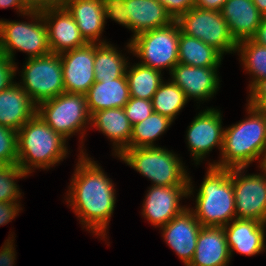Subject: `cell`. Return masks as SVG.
Wrapping results in <instances>:
<instances>
[{"label": "cell", "mask_w": 266, "mask_h": 266, "mask_svg": "<svg viewBox=\"0 0 266 266\" xmlns=\"http://www.w3.org/2000/svg\"><path fill=\"white\" fill-rule=\"evenodd\" d=\"M80 151L66 202L89 232L106 238L105 232L115 208L116 189L102 167L83 149Z\"/></svg>", "instance_id": "obj_1"}, {"label": "cell", "mask_w": 266, "mask_h": 266, "mask_svg": "<svg viewBox=\"0 0 266 266\" xmlns=\"http://www.w3.org/2000/svg\"><path fill=\"white\" fill-rule=\"evenodd\" d=\"M245 120L224 128L221 158L209 163L217 168H247L259 159V164L266 151V111L247 104Z\"/></svg>", "instance_id": "obj_2"}, {"label": "cell", "mask_w": 266, "mask_h": 266, "mask_svg": "<svg viewBox=\"0 0 266 266\" xmlns=\"http://www.w3.org/2000/svg\"><path fill=\"white\" fill-rule=\"evenodd\" d=\"M66 142L36 114L17 131V165L28 175L34 168L49 169L66 158Z\"/></svg>", "instance_id": "obj_3"}, {"label": "cell", "mask_w": 266, "mask_h": 266, "mask_svg": "<svg viewBox=\"0 0 266 266\" xmlns=\"http://www.w3.org/2000/svg\"><path fill=\"white\" fill-rule=\"evenodd\" d=\"M198 190L195 210L201 226L224 227L236 219L231 169L209 166Z\"/></svg>", "instance_id": "obj_4"}, {"label": "cell", "mask_w": 266, "mask_h": 266, "mask_svg": "<svg viewBox=\"0 0 266 266\" xmlns=\"http://www.w3.org/2000/svg\"><path fill=\"white\" fill-rule=\"evenodd\" d=\"M118 158L151 180L152 185H189V173L178 155L158 147V145L156 147L127 148Z\"/></svg>", "instance_id": "obj_5"}, {"label": "cell", "mask_w": 266, "mask_h": 266, "mask_svg": "<svg viewBox=\"0 0 266 266\" xmlns=\"http://www.w3.org/2000/svg\"><path fill=\"white\" fill-rule=\"evenodd\" d=\"M23 16L31 23L0 20V52L15 62V51L27 53L28 58L50 54L48 32L41 9H31ZM16 49V50H15Z\"/></svg>", "instance_id": "obj_6"}, {"label": "cell", "mask_w": 266, "mask_h": 266, "mask_svg": "<svg viewBox=\"0 0 266 266\" xmlns=\"http://www.w3.org/2000/svg\"><path fill=\"white\" fill-rule=\"evenodd\" d=\"M180 27L175 20L171 24L142 32L130 39L127 48L130 53L139 57L140 64L169 73L179 63L178 44Z\"/></svg>", "instance_id": "obj_7"}, {"label": "cell", "mask_w": 266, "mask_h": 266, "mask_svg": "<svg viewBox=\"0 0 266 266\" xmlns=\"http://www.w3.org/2000/svg\"><path fill=\"white\" fill-rule=\"evenodd\" d=\"M37 114L66 140L79 132L83 139L86 130L84 128L90 124L91 117L85 94L69 92L40 103Z\"/></svg>", "instance_id": "obj_8"}, {"label": "cell", "mask_w": 266, "mask_h": 266, "mask_svg": "<svg viewBox=\"0 0 266 266\" xmlns=\"http://www.w3.org/2000/svg\"><path fill=\"white\" fill-rule=\"evenodd\" d=\"M18 83L38 106L65 92L60 54L28 58Z\"/></svg>", "instance_id": "obj_9"}, {"label": "cell", "mask_w": 266, "mask_h": 266, "mask_svg": "<svg viewBox=\"0 0 266 266\" xmlns=\"http://www.w3.org/2000/svg\"><path fill=\"white\" fill-rule=\"evenodd\" d=\"M176 21L182 33L200 39L222 55L236 52L238 43L232 37L221 11L193 7Z\"/></svg>", "instance_id": "obj_10"}, {"label": "cell", "mask_w": 266, "mask_h": 266, "mask_svg": "<svg viewBox=\"0 0 266 266\" xmlns=\"http://www.w3.org/2000/svg\"><path fill=\"white\" fill-rule=\"evenodd\" d=\"M246 168H231L236 219L266 223V173L243 174Z\"/></svg>", "instance_id": "obj_11"}, {"label": "cell", "mask_w": 266, "mask_h": 266, "mask_svg": "<svg viewBox=\"0 0 266 266\" xmlns=\"http://www.w3.org/2000/svg\"><path fill=\"white\" fill-rule=\"evenodd\" d=\"M193 188L190 176L188 186L152 185L147 190L141 214L152 225L161 228L188 208L179 202L181 198L193 195Z\"/></svg>", "instance_id": "obj_12"}, {"label": "cell", "mask_w": 266, "mask_h": 266, "mask_svg": "<svg viewBox=\"0 0 266 266\" xmlns=\"http://www.w3.org/2000/svg\"><path fill=\"white\" fill-rule=\"evenodd\" d=\"M222 113L215 108L200 111L188 126L186 140L195 164H200L205 156L218 147L220 153L223 146L224 128Z\"/></svg>", "instance_id": "obj_13"}, {"label": "cell", "mask_w": 266, "mask_h": 266, "mask_svg": "<svg viewBox=\"0 0 266 266\" xmlns=\"http://www.w3.org/2000/svg\"><path fill=\"white\" fill-rule=\"evenodd\" d=\"M44 18L51 53L61 54L87 44L77 23L64 6L40 8Z\"/></svg>", "instance_id": "obj_14"}, {"label": "cell", "mask_w": 266, "mask_h": 266, "mask_svg": "<svg viewBox=\"0 0 266 266\" xmlns=\"http://www.w3.org/2000/svg\"><path fill=\"white\" fill-rule=\"evenodd\" d=\"M60 56L65 92L85 94L95 83L94 43L65 51Z\"/></svg>", "instance_id": "obj_15"}, {"label": "cell", "mask_w": 266, "mask_h": 266, "mask_svg": "<svg viewBox=\"0 0 266 266\" xmlns=\"http://www.w3.org/2000/svg\"><path fill=\"white\" fill-rule=\"evenodd\" d=\"M201 228L189 207L160 228L167 245L176 252L185 266L193 259Z\"/></svg>", "instance_id": "obj_16"}, {"label": "cell", "mask_w": 266, "mask_h": 266, "mask_svg": "<svg viewBox=\"0 0 266 266\" xmlns=\"http://www.w3.org/2000/svg\"><path fill=\"white\" fill-rule=\"evenodd\" d=\"M219 67H194L178 63L170 72V79L178 85L189 101H206L212 98L219 89Z\"/></svg>", "instance_id": "obj_17"}, {"label": "cell", "mask_w": 266, "mask_h": 266, "mask_svg": "<svg viewBox=\"0 0 266 266\" xmlns=\"http://www.w3.org/2000/svg\"><path fill=\"white\" fill-rule=\"evenodd\" d=\"M266 223L248 219H233L223 229L230 257L233 251L246 256L262 253L265 249Z\"/></svg>", "instance_id": "obj_18"}, {"label": "cell", "mask_w": 266, "mask_h": 266, "mask_svg": "<svg viewBox=\"0 0 266 266\" xmlns=\"http://www.w3.org/2000/svg\"><path fill=\"white\" fill-rule=\"evenodd\" d=\"M37 114V105L18 83L0 92V125L18 131Z\"/></svg>", "instance_id": "obj_19"}, {"label": "cell", "mask_w": 266, "mask_h": 266, "mask_svg": "<svg viewBox=\"0 0 266 266\" xmlns=\"http://www.w3.org/2000/svg\"><path fill=\"white\" fill-rule=\"evenodd\" d=\"M63 6L72 15L87 43H106V40L99 39L107 20L102 0H67Z\"/></svg>", "instance_id": "obj_20"}, {"label": "cell", "mask_w": 266, "mask_h": 266, "mask_svg": "<svg viewBox=\"0 0 266 266\" xmlns=\"http://www.w3.org/2000/svg\"><path fill=\"white\" fill-rule=\"evenodd\" d=\"M230 251L223 227L202 226L188 266H228Z\"/></svg>", "instance_id": "obj_21"}, {"label": "cell", "mask_w": 266, "mask_h": 266, "mask_svg": "<svg viewBox=\"0 0 266 266\" xmlns=\"http://www.w3.org/2000/svg\"><path fill=\"white\" fill-rule=\"evenodd\" d=\"M221 13L237 43L251 39L263 18L252 0H226Z\"/></svg>", "instance_id": "obj_22"}, {"label": "cell", "mask_w": 266, "mask_h": 266, "mask_svg": "<svg viewBox=\"0 0 266 266\" xmlns=\"http://www.w3.org/2000/svg\"><path fill=\"white\" fill-rule=\"evenodd\" d=\"M90 125L113 142L115 157L130 148L132 125L124 108H109L97 111L91 115Z\"/></svg>", "instance_id": "obj_23"}, {"label": "cell", "mask_w": 266, "mask_h": 266, "mask_svg": "<svg viewBox=\"0 0 266 266\" xmlns=\"http://www.w3.org/2000/svg\"><path fill=\"white\" fill-rule=\"evenodd\" d=\"M129 29L136 35L167 26L175 20L157 0H126Z\"/></svg>", "instance_id": "obj_24"}, {"label": "cell", "mask_w": 266, "mask_h": 266, "mask_svg": "<svg viewBox=\"0 0 266 266\" xmlns=\"http://www.w3.org/2000/svg\"><path fill=\"white\" fill-rule=\"evenodd\" d=\"M85 97L90 116L109 108H124L130 98L126 76L95 82L85 93Z\"/></svg>", "instance_id": "obj_25"}, {"label": "cell", "mask_w": 266, "mask_h": 266, "mask_svg": "<svg viewBox=\"0 0 266 266\" xmlns=\"http://www.w3.org/2000/svg\"><path fill=\"white\" fill-rule=\"evenodd\" d=\"M223 55L214 47L198 38L190 37L180 30L178 61L194 67H219Z\"/></svg>", "instance_id": "obj_26"}, {"label": "cell", "mask_w": 266, "mask_h": 266, "mask_svg": "<svg viewBox=\"0 0 266 266\" xmlns=\"http://www.w3.org/2000/svg\"><path fill=\"white\" fill-rule=\"evenodd\" d=\"M109 42L94 43V77L95 82L115 80L125 75L128 66L122 53Z\"/></svg>", "instance_id": "obj_27"}, {"label": "cell", "mask_w": 266, "mask_h": 266, "mask_svg": "<svg viewBox=\"0 0 266 266\" xmlns=\"http://www.w3.org/2000/svg\"><path fill=\"white\" fill-rule=\"evenodd\" d=\"M126 69V79L129 87V95L133 98L152 100L163 81L161 71L144 66L139 62Z\"/></svg>", "instance_id": "obj_28"}, {"label": "cell", "mask_w": 266, "mask_h": 266, "mask_svg": "<svg viewBox=\"0 0 266 266\" xmlns=\"http://www.w3.org/2000/svg\"><path fill=\"white\" fill-rule=\"evenodd\" d=\"M172 120L153 112L141 122L132 125L130 148L156 147L154 141L172 124Z\"/></svg>", "instance_id": "obj_29"}, {"label": "cell", "mask_w": 266, "mask_h": 266, "mask_svg": "<svg viewBox=\"0 0 266 266\" xmlns=\"http://www.w3.org/2000/svg\"><path fill=\"white\" fill-rule=\"evenodd\" d=\"M187 102L184 91L171 80L169 82L162 81L152 98L154 112L168 117L172 121Z\"/></svg>", "instance_id": "obj_30"}, {"label": "cell", "mask_w": 266, "mask_h": 266, "mask_svg": "<svg viewBox=\"0 0 266 266\" xmlns=\"http://www.w3.org/2000/svg\"><path fill=\"white\" fill-rule=\"evenodd\" d=\"M236 52L247 73L252 75L251 89L259 80L266 78V46L257 44L252 39L238 42Z\"/></svg>", "instance_id": "obj_31"}, {"label": "cell", "mask_w": 266, "mask_h": 266, "mask_svg": "<svg viewBox=\"0 0 266 266\" xmlns=\"http://www.w3.org/2000/svg\"><path fill=\"white\" fill-rule=\"evenodd\" d=\"M28 176L17 164L5 165L0 169V202H16L21 196L16 180Z\"/></svg>", "instance_id": "obj_32"}, {"label": "cell", "mask_w": 266, "mask_h": 266, "mask_svg": "<svg viewBox=\"0 0 266 266\" xmlns=\"http://www.w3.org/2000/svg\"><path fill=\"white\" fill-rule=\"evenodd\" d=\"M0 161L4 165L17 164V131L0 125Z\"/></svg>", "instance_id": "obj_33"}, {"label": "cell", "mask_w": 266, "mask_h": 266, "mask_svg": "<svg viewBox=\"0 0 266 266\" xmlns=\"http://www.w3.org/2000/svg\"><path fill=\"white\" fill-rule=\"evenodd\" d=\"M124 110L131 125L143 121L153 112L152 100L130 97Z\"/></svg>", "instance_id": "obj_34"}, {"label": "cell", "mask_w": 266, "mask_h": 266, "mask_svg": "<svg viewBox=\"0 0 266 266\" xmlns=\"http://www.w3.org/2000/svg\"><path fill=\"white\" fill-rule=\"evenodd\" d=\"M105 18H110L129 29L126 0H102Z\"/></svg>", "instance_id": "obj_35"}, {"label": "cell", "mask_w": 266, "mask_h": 266, "mask_svg": "<svg viewBox=\"0 0 266 266\" xmlns=\"http://www.w3.org/2000/svg\"><path fill=\"white\" fill-rule=\"evenodd\" d=\"M18 67L7 55L0 52V92L9 88L14 83Z\"/></svg>", "instance_id": "obj_36"}, {"label": "cell", "mask_w": 266, "mask_h": 266, "mask_svg": "<svg viewBox=\"0 0 266 266\" xmlns=\"http://www.w3.org/2000/svg\"><path fill=\"white\" fill-rule=\"evenodd\" d=\"M249 93L248 104L253 108L266 111V78L259 80Z\"/></svg>", "instance_id": "obj_37"}, {"label": "cell", "mask_w": 266, "mask_h": 266, "mask_svg": "<svg viewBox=\"0 0 266 266\" xmlns=\"http://www.w3.org/2000/svg\"><path fill=\"white\" fill-rule=\"evenodd\" d=\"M160 2L172 16L177 20L181 15L195 7L196 0H157Z\"/></svg>", "instance_id": "obj_38"}, {"label": "cell", "mask_w": 266, "mask_h": 266, "mask_svg": "<svg viewBox=\"0 0 266 266\" xmlns=\"http://www.w3.org/2000/svg\"><path fill=\"white\" fill-rule=\"evenodd\" d=\"M21 209V205L16 202H0V226L13 220Z\"/></svg>", "instance_id": "obj_39"}, {"label": "cell", "mask_w": 266, "mask_h": 266, "mask_svg": "<svg viewBox=\"0 0 266 266\" xmlns=\"http://www.w3.org/2000/svg\"><path fill=\"white\" fill-rule=\"evenodd\" d=\"M5 240L4 245L0 249V266H13L16 260V252L14 249L13 235ZM12 238V239H11ZM7 241V242H6Z\"/></svg>", "instance_id": "obj_40"}, {"label": "cell", "mask_w": 266, "mask_h": 266, "mask_svg": "<svg viewBox=\"0 0 266 266\" xmlns=\"http://www.w3.org/2000/svg\"><path fill=\"white\" fill-rule=\"evenodd\" d=\"M15 7L19 14H26L31 8L23 0H0V8Z\"/></svg>", "instance_id": "obj_41"}, {"label": "cell", "mask_w": 266, "mask_h": 266, "mask_svg": "<svg viewBox=\"0 0 266 266\" xmlns=\"http://www.w3.org/2000/svg\"><path fill=\"white\" fill-rule=\"evenodd\" d=\"M226 0H196L195 7L208 10L221 11Z\"/></svg>", "instance_id": "obj_42"}, {"label": "cell", "mask_w": 266, "mask_h": 266, "mask_svg": "<svg viewBox=\"0 0 266 266\" xmlns=\"http://www.w3.org/2000/svg\"><path fill=\"white\" fill-rule=\"evenodd\" d=\"M251 39L257 44L266 46V16H263L260 26L258 27L255 35Z\"/></svg>", "instance_id": "obj_43"}, {"label": "cell", "mask_w": 266, "mask_h": 266, "mask_svg": "<svg viewBox=\"0 0 266 266\" xmlns=\"http://www.w3.org/2000/svg\"><path fill=\"white\" fill-rule=\"evenodd\" d=\"M67 0H35V9L47 6H63Z\"/></svg>", "instance_id": "obj_44"}, {"label": "cell", "mask_w": 266, "mask_h": 266, "mask_svg": "<svg viewBox=\"0 0 266 266\" xmlns=\"http://www.w3.org/2000/svg\"><path fill=\"white\" fill-rule=\"evenodd\" d=\"M255 6L257 7L258 11L263 15L266 16V0H252Z\"/></svg>", "instance_id": "obj_45"}, {"label": "cell", "mask_w": 266, "mask_h": 266, "mask_svg": "<svg viewBox=\"0 0 266 266\" xmlns=\"http://www.w3.org/2000/svg\"><path fill=\"white\" fill-rule=\"evenodd\" d=\"M259 167L262 171L266 173V151Z\"/></svg>", "instance_id": "obj_46"}, {"label": "cell", "mask_w": 266, "mask_h": 266, "mask_svg": "<svg viewBox=\"0 0 266 266\" xmlns=\"http://www.w3.org/2000/svg\"><path fill=\"white\" fill-rule=\"evenodd\" d=\"M31 9H35V0H23Z\"/></svg>", "instance_id": "obj_47"}, {"label": "cell", "mask_w": 266, "mask_h": 266, "mask_svg": "<svg viewBox=\"0 0 266 266\" xmlns=\"http://www.w3.org/2000/svg\"><path fill=\"white\" fill-rule=\"evenodd\" d=\"M5 166L1 161H0V169Z\"/></svg>", "instance_id": "obj_48"}]
</instances>
